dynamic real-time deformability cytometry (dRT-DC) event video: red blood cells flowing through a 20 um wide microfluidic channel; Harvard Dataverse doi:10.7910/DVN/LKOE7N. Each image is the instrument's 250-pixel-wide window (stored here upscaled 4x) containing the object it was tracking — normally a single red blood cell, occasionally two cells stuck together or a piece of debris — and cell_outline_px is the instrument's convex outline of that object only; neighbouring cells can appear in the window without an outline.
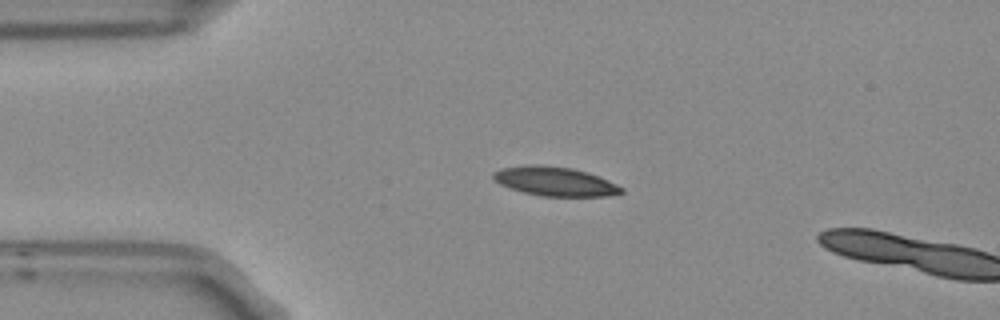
{"species": "Egyptian fruit bat (a non-hibernating species)", "species_latin": "Rousettus aegyptiacus", "temperature_condition": "room temperature", "stored_images_in_passage": 4, "camera_frame_rate_fps": 3000, "um_per_image_px": 0.085, "frame": {"image": 1, "passage_image": 3, "time_ms": 0.667, "image_size_px": [1000, 320], "cell_outline_px": [[624, 192], [608, 196], [540, 196], [524, 192], [500, 184], [492, 176], [492, 172], [504, 168], [528, 164], [540, 164], [572, 168], [588, 172], [608, 180], [624, 188]], "centroid_in_image_um": [47.2, 15.41], "position_along_channel_um": 37.8, "area_um2": 21.68}}